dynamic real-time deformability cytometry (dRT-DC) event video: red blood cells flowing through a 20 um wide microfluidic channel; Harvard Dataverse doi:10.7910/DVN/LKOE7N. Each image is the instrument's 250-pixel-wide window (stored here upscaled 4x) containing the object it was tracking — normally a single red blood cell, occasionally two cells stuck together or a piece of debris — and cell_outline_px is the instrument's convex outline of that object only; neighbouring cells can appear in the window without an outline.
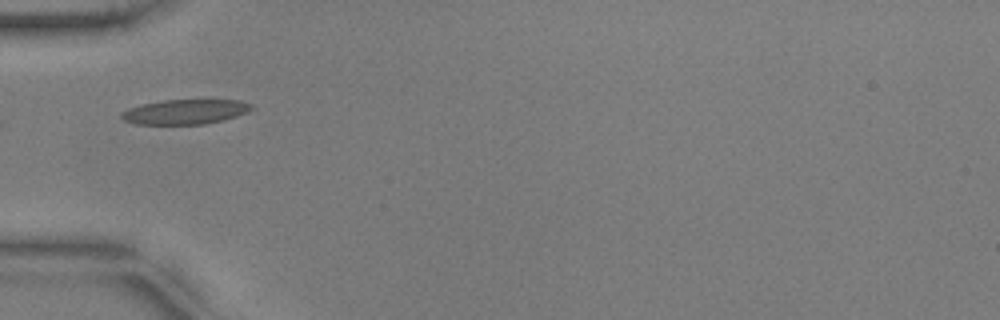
{"species": "common noctule bat (a hibernating species)", "species_latin": "Nyctalus noctula", "temperature_condition": "warm", "stored_images_in_passage": 32, "camera_frame_rate_fps": 3000, "um_per_image_px": 0.085, "animal": {"sex": "male", "body_mass_g": 17.9, "forearm_length_mm": 54.2}, "frame": {"image": 1, "passage_image": 1, "time_ms": 0.0, "image_size_px": [1000, 320], "cell_outline_px": [[256, 108], [248, 112], [224, 120], [204, 124], [136, 124], [124, 120], [120, 116], [120, 112], [128, 108], [140, 104], [164, 100], [240, 100], [252, 104]], "centroid_in_image_um": [15.75, 9.5], "position_along_channel_um": 69.2, "area_um2": 18.96}}
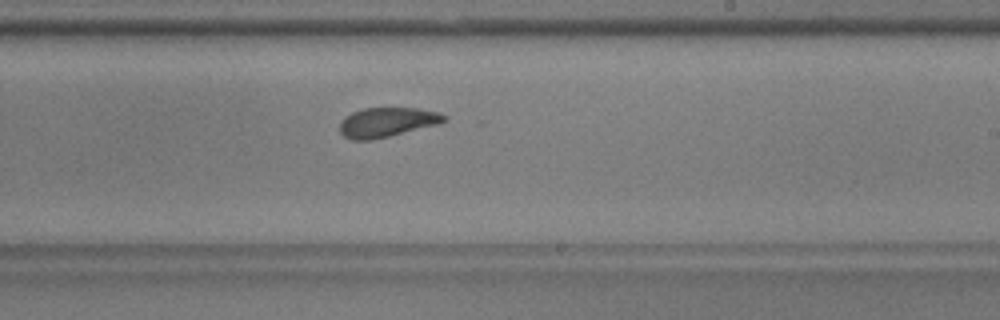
{"frame": {"image": 2, "passage_image": 16, "time_ms": 5.0, "image_size_px": [1000, 320], "cell_outline_px": [[448, 120], [440, 124], [372, 140], [352, 140], [344, 136], [340, 132], [340, 124], [344, 116], [352, 112], [364, 108], [420, 108], [440, 112], [448, 116]], "centroid_in_image_um": [32.94, 10.38], "position_along_channel_um": 256.1, "area_um2": 18.21}}
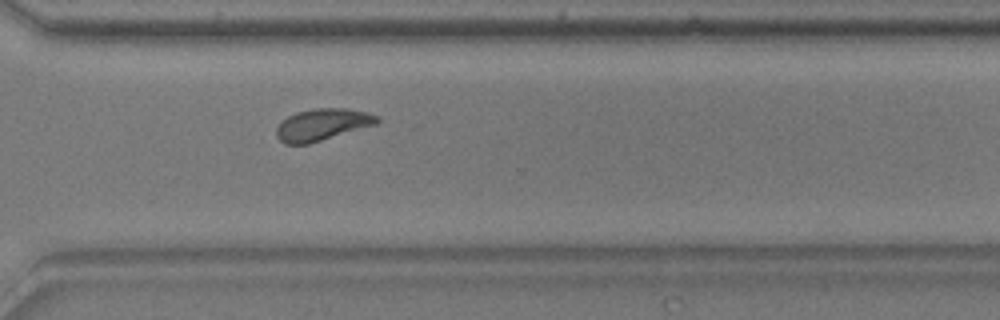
{"frame": {"image": 3, "passage_image": 23, "time_ms": 7.333, "image_size_px": [1000, 320], "cell_outline_px": [[380, 120], [376, 124], [308, 144], [284, 144], [276, 136], [276, 128], [288, 116], [296, 112], [316, 108], [348, 108], [368, 112], [380, 116]], "centroid_in_image_um": [27.41, 10.58], "position_along_channel_um": 343.2, "area_um2": 18.61}, "authors_computed_cell_mechanics": {"area_um2": 18.3515, "velocity_mm_per_s": 3.7377, "shape_relaxation_time_tau1_ms": 4.3469, "shape_relaxation_time_tau2_ms": 1.2799, "deformation_change_tau1": 0.1224, "deformation_change_tau2": 0.0756}}